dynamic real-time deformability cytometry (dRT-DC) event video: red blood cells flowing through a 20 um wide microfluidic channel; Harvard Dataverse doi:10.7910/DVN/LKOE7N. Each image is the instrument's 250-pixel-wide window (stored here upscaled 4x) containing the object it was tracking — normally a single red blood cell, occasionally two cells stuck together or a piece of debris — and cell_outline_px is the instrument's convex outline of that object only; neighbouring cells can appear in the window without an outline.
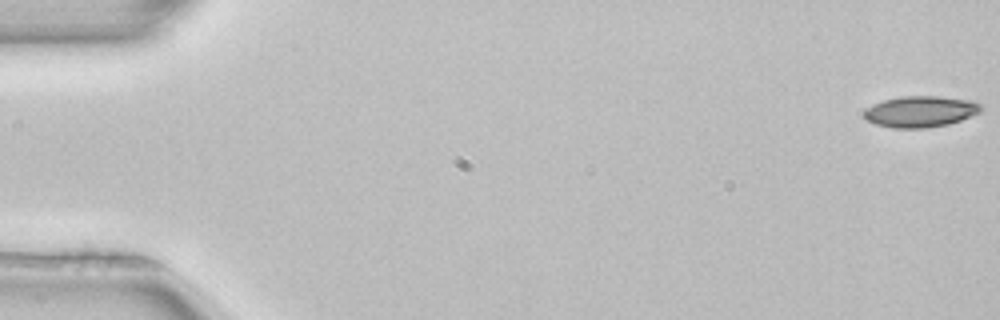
{"species": "common noctule bat (a hibernating species)", "species_latin": "Nyctalus noctula", "temperature_condition": "room temperature", "stored_images_in_passage": 52, "camera_frame_rate_fps": 3000, "um_per_image_px": 0.085, "animal": {"sex": "female", "body_mass_g": 22.7, "forearm_length_mm": 54.2}, "frame": {"image": 1, "passage_image": 1, "time_ms": 0.0, "image_size_px": [1000, 320], "cell_outline_px": [[984, 108], [980, 112], [960, 120], [948, 124], [928, 128], [892, 128], [876, 124], [868, 120], [864, 116], [864, 108], [872, 104], [884, 100], [900, 96], [940, 96], [972, 100], [980, 104]], "centroid_in_image_um": [78.24, 9.47], "position_along_channel_um": 6.8, "area_um2": 21.39}}
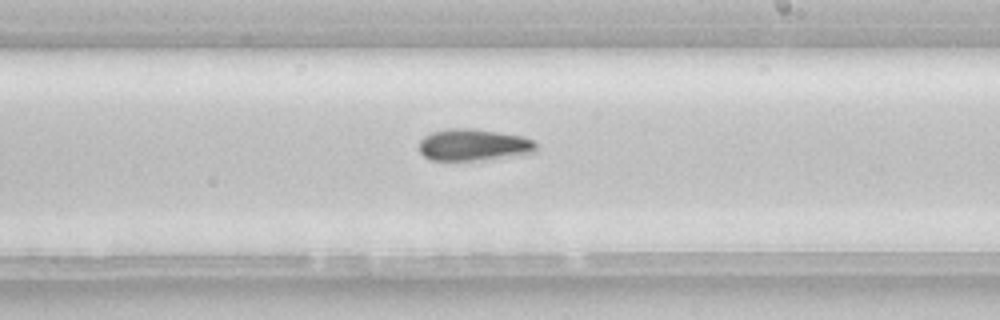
{"frame": {"image": 2, "passage_image": 31, "time_ms": 10.0, "image_size_px": [1000, 320], "cell_outline_px": [[536, 152], [472, 160], [432, 160], [424, 156], [420, 152], [420, 140], [424, 136], [432, 132], [448, 128], [472, 128], [520, 136], [532, 140], [536, 144]], "centroid_in_image_um": [40.19, 12.3], "position_along_channel_um": 248.8, "area_um2": 21.15}}
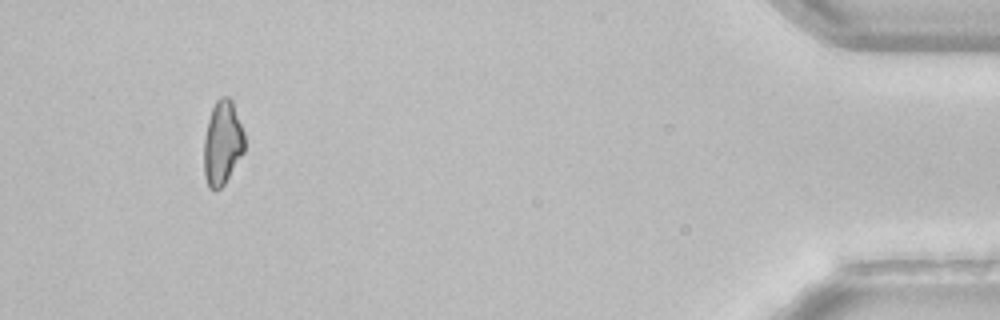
{"frame": {"image": 3, "passage_image": 49, "time_ms": 16.0, "image_size_px": [1000, 320], "cell_outline_px": [[244, 152], [224, 184], [220, 188], [208, 188], [204, 176], [204, 136], [208, 120], [212, 108], [216, 100], [220, 96], [228, 96], [232, 100], [244, 132]], "centroid_in_image_um": [18.9, 12.12], "position_along_channel_um": 416.3, "area_um2": 19.94}, "authors_computed_cell_mechanics": {"area_um2": 21.2126, "velocity_mm_per_s": 3.9842, "shape_relaxation_time_tau1_ms": 7.884, "shape_relaxation_time_tau2_ms": null, "deformation_change_tau1": 0.1415, "deformation_change_tau2": null}}